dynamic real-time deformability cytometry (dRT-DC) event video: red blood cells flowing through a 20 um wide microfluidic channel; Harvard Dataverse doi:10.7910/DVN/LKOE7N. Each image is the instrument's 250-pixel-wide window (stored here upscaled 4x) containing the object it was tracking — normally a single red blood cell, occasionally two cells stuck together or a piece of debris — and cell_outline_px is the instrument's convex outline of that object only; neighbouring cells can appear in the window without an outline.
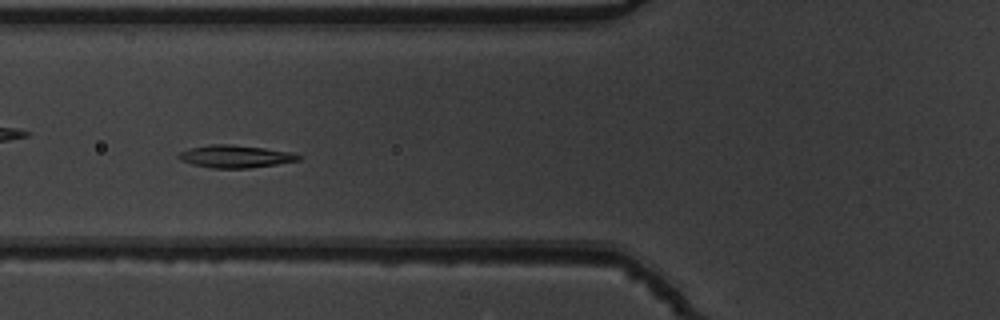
{"species": "common noctule bat (a hibernating species)", "species_latin": "Nyctalus noctula", "temperature_condition": "warm", "stored_images_in_passage": 53, "camera_frame_rate_fps": 3000, "um_per_image_px": 0.085, "animal": {"sex": "male", "body_mass_g": 19.5, "forearm_length_mm": 54.6}, "frame": {"image": 1, "passage_image": 20, "time_ms": 6.333, "image_size_px": [1000, 320], "cell_outline_px": [[304, 156], [300, 160], [276, 164], [248, 168], [212, 168], [192, 164], [180, 160], [176, 156], [180, 152], [192, 148], [208, 144], [228, 144], [264, 148], [292, 152]], "centroid_in_image_um": [20.02, 13.29], "position_along_channel_um": 105.8, "area_um2": 15.72}}
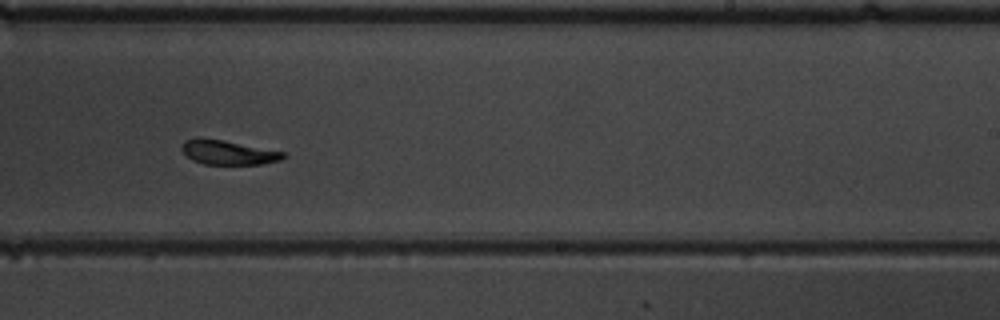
{"frame": {"image": 2, "passage_image": 33, "time_ms": 10.667, "image_size_px": [1000, 320], "cell_outline_px": [[288, 156], [280, 160], [260, 164], [204, 164], [192, 160], [180, 148], [184, 140], [200, 136], [224, 140], [284, 152]], "centroid_in_image_um": [19.36, 12.94], "position_along_channel_um": 269.6, "area_um2": 14.51}}
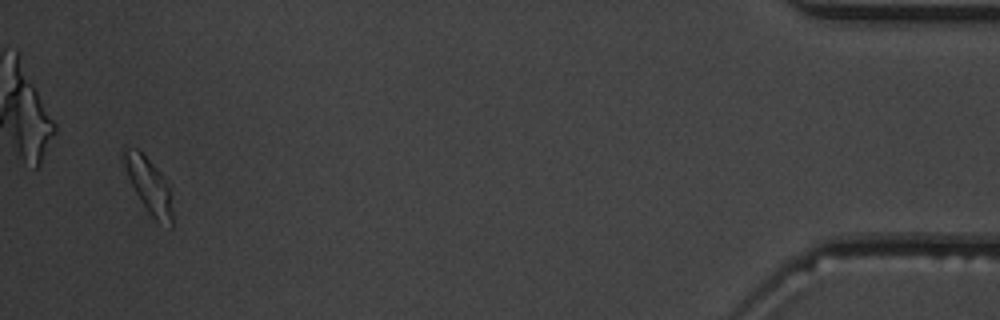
{"frame": {"image": 3, "passage_image": 51, "time_ms": 16.667, "image_size_px": [1000, 320], "cell_outline_px": [[172, 228], [156, 220], [148, 212], [140, 200], [120, 160], [120, 152], [124, 144], [136, 148], [160, 172], [168, 188], [172, 212]], "centroid_in_image_um": [12.56, 15.68], "position_along_channel_um": 422.6, "area_um2": 15.43}, "authors_computed_cell_mechanics": {"area_um2": 15.6638, "velocity_mm_per_s": 3.7886, "shape_relaxation_time_tau1_ms": 1.7903, "shape_relaxation_time_tau2_ms": 3.9148, "deformation_change_tau1": 0.109, "deformation_change_tau2": 0.1262}}